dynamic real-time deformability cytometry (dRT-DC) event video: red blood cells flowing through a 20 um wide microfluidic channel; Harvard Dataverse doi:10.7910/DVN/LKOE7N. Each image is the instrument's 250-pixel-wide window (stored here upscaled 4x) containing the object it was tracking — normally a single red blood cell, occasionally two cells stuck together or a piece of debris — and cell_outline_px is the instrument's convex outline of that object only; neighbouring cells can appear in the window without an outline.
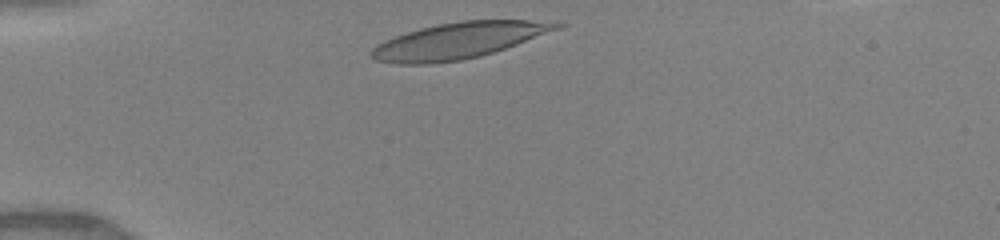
{"species": "human", "species_latin": "Homo sapiens", "temperature_condition": "warm", "stored_images_in_passage": 31, "camera_frame_rate_fps": 3000, "um_per_image_px": 0.085, "donor": {"sex": "female"}, "frame": {"image": 1, "passage_image": 2, "time_ms": 0.333, "image_size_px": [1000, 240], "cell_outline_px": [[568, 24], [560, 28], [516, 44], [480, 56], [460, 60], [428, 64], [396, 64], [376, 60], [368, 56], [368, 52], [376, 44], [384, 40], [420, 28], [436, 24], [460, 20], [528, 20]], "centroid_in_image_um": [38.89, 3.45], "position_along_channel_um": 46.1, "area_um2": 38.73}}
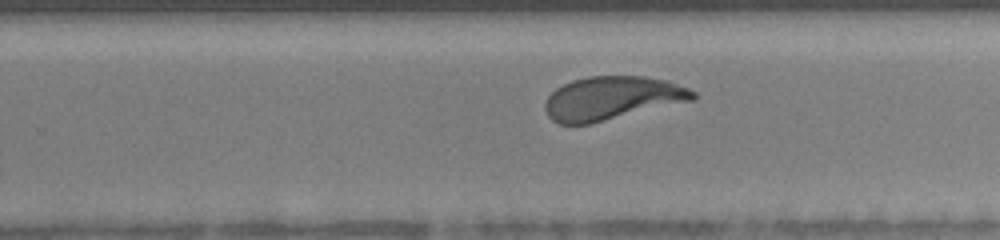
{"frame": {"image": 2, "passage_image": 21, "time_ms": 6.667, "image_size_px": [1000, 240], "cell_outline_px": [[696, 100], [592, 124], [560, 124], [552, 120], [548, 116], [544, 108], [544, 104], [548, 96], [556, 88], [572, 80], [588, 76], [644, 76], [668, 80], [688, 88], [696, 92]], "centroid_in_image_um": [52.05, 8.35], "position_along_channel_um": 277.8, "area_um2": 37.97}}
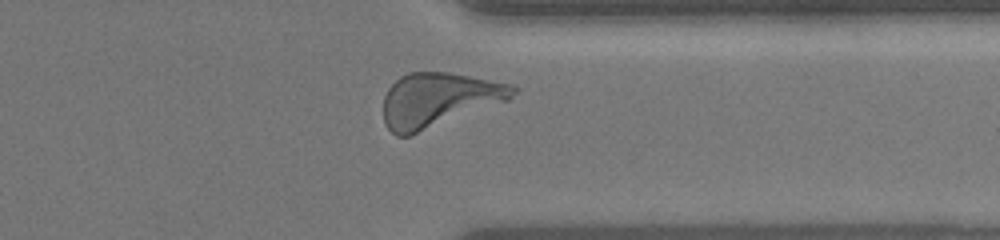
{"frame": {"image": 3, "passage_image": 28, "time_ms": 9.0, "image_size_px": [1000, 240], "cell_outline_px": [[520, 88], [508, 100], [408, 136], [396, 136], [384, 124], [384, 96], [388, 88], [400, 76], [408, 72], [448, 72], [512, 84]], "centroid_in_image_um": [37.26, 8.47], "position_along_channel_um": 374.1, "area_um2": 40.58}, "authors_computed_cell_mechanics": {"area_um2": 38.0902, "velocity_mm_per_s": 4.1212, "shape_relaxation_time_tau1_ms": 3.2537, "shape_relaxation_time_tau2_ms": 0.7144, "deformation_change_tau1": 0.1757, "deformation_change_tau2": 0.077}}